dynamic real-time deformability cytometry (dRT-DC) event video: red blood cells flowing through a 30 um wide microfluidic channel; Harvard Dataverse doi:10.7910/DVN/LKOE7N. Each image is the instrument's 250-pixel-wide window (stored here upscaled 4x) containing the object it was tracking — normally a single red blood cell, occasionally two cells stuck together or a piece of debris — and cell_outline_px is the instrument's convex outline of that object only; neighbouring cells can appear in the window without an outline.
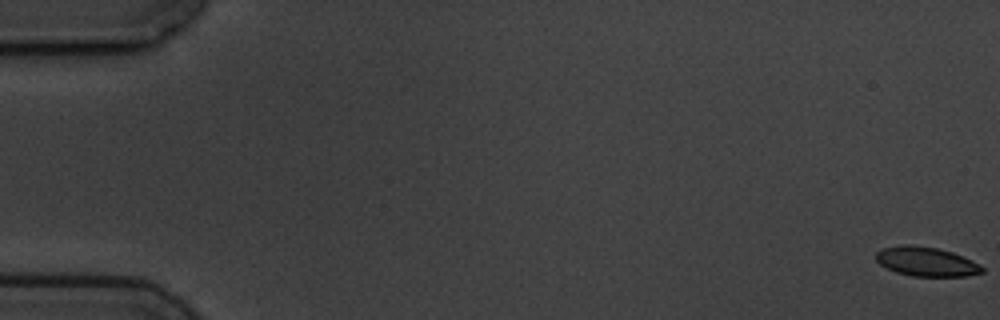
{"species": "common noctule bat (a hibernating species)", "species_latin": "Nyctalus noctula", "temperature_condition": "cold", "stored_images_in_passage": 8, "camera_frame_rate_fps": 3000, "um_per_image_px": 0.085, "animal": {"sex": "male", "body_mass_g": 19.5, "forearm_length_mm": 54.6}, "frame": {"image": 1, "passage_image": 1, "time_ms": 0.0, "image_size_px": [1000, 320], "cell_outline_px": [[984, 272], [968, 276], [912, 276], [896, 272], [880, 264], [876, 260], [876, 252], [880, 248], [904, 244], [912, 244], [936, 248], [952, 252], [972, 260], [980, 264], [984, 268]], "centroid_in_image_um": [78.73, 22.23], "position_along_channel_um": 6.3, "area_um2": 18.21}}
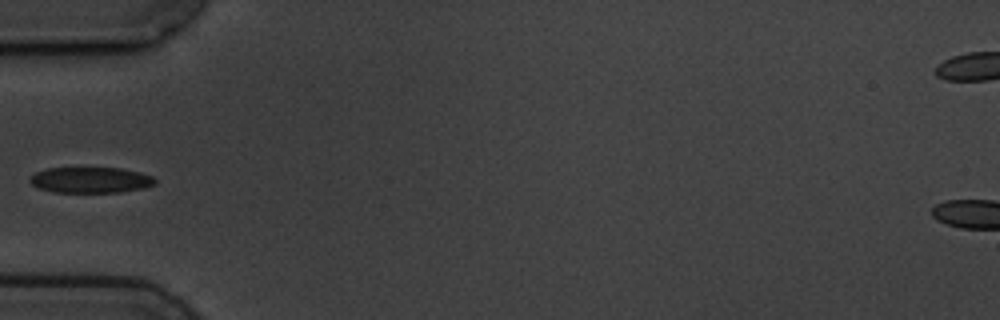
{"frame": {"image": 2, "passage_image": 5, "time_ms": 6.333, "image_size_px": [1000, 320], "cell_outline_px": [[156, 184], [144, 188], [120, 192], [52, 192], [40, 188], [32, 184], [28, 180], [28, 176], [36, 172], [48, 168], [120, 168], [140, 172], [152, 176], [156, 180]], "centroid_in_image_um": [7.69, 15.3], "position_along_channel_um": 77.3, "area_um2": 18.9}}
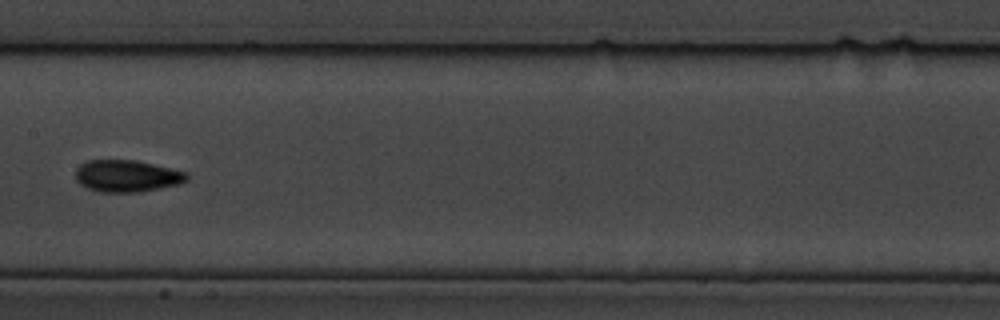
{"frame": {"image": 3, "passage_image": 8, "time_ms": 9.667, "image_size_px": [1000, 320], "cell_outline_px": [[188, 180], [180, 184], [140, 192], [100, 192], [88, 188], [80, 184], [76, 180], [76, 168], [80, 164], [88, 160], [136, 160], [188, 172]], "centroid_in_image_um": [10.8, 14.96], "position_along_channel_um": 196.6, "area_um2": 20.81}}